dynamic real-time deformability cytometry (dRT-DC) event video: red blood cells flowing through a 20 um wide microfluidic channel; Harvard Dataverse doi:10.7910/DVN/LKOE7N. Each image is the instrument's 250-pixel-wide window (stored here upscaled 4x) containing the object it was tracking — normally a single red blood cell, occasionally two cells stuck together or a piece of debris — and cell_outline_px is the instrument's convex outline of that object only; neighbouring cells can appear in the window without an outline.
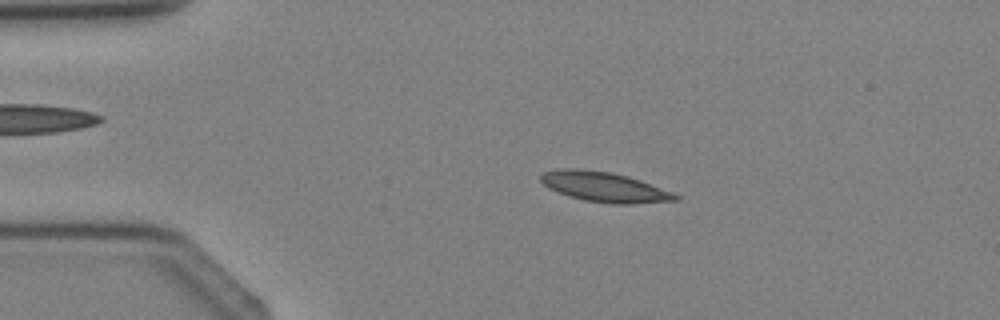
{"species": "Egyptian fruit bat (a non-hibernating species)", "species_latin": "Rousettus aegyptiacus", "temperature_condition": "cold", "stored_images_in_passage": 2, "camera_frame_rate_fps": 3000, "um_per_image_px": 0.085, "animal": {"sex": "female"}, "frame": {"image": 1, "passage_image": 2, "time_ms": 1.0, "image_size_px": [1000, 320], "cell_outline_px": [[680, 200], [628, 204], [612, 204], [584, 200], [548, 188], [540, 180], [540, 176], [544, 172], [556, 168], [576, 168], [608, 172], [628, 176], [640, 180], [672, 192], [680, 196]], "centroid_in_image_um": [51.37, 15.88], "position_along_channel_um": 33.6, "area_um2": 23.29}}